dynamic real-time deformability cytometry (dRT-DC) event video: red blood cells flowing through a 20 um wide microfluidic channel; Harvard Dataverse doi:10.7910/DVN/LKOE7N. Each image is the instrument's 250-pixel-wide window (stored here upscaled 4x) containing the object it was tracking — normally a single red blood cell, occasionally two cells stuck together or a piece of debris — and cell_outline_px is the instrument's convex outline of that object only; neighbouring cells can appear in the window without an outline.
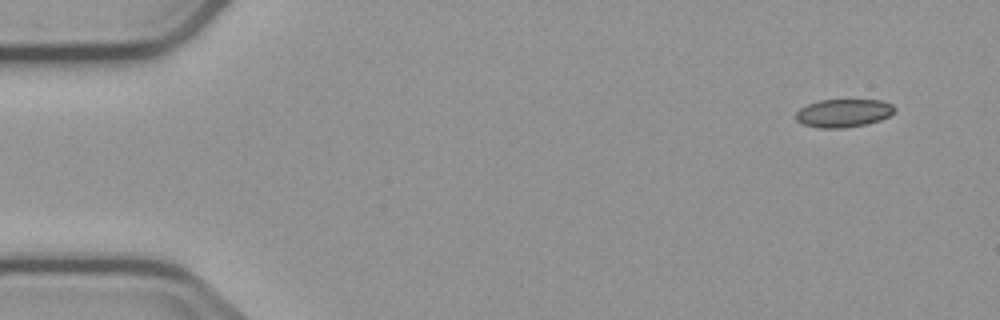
{"species": "common noctule bat (a hibernating species)", "species_latin": "Nyctalus noctula", "temperature_condition": "cold", "stored_images_in_passage": 4, "camera_frame_rate_fps": 3000, "um_per_image_px": 0.085, "animal": {"sex": "male", "body_mass_g": 23.1, "forearm_length_mm": 52.7}, "frame": {"image": 1, "passage_image": 4, "time_ms": 3.667, "image_size_px": [1000, 320], "cell_outline_px": [[896, 112], [880, 120], [864, 124], [840, 128], [820, 128], [804, 124], [796, 120], [796, 112], [800, 108], [808, 104], [820, 100], [880, 100], [892, 104], [896, 108]], "centroid_in_image_um": [71.71, 9.6], "position_along_channel_um": 13.3, "area_um2": 16.07}}